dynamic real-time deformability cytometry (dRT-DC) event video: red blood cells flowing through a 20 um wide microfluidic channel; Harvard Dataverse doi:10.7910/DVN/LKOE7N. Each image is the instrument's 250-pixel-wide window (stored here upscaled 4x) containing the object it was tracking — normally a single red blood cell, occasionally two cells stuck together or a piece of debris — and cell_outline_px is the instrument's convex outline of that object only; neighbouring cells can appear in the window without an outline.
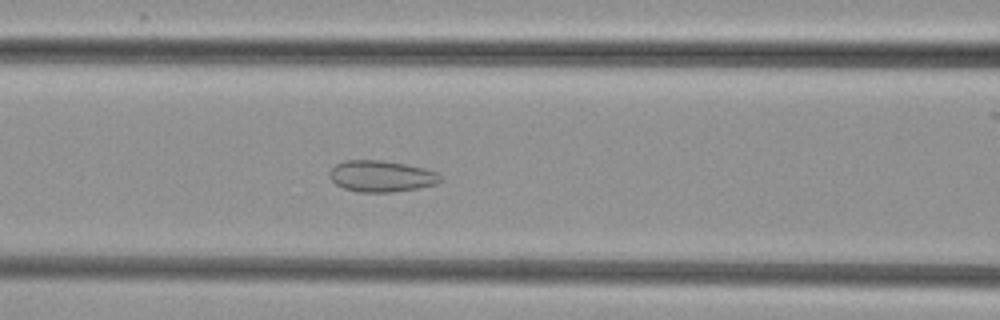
{"species": "common noctule bat (a hibernating species)", "species_latin": "Nyctalus noctula", "temperature_condition": "cold", "stored_images_in_passage": 42, "camera_frame_rate_fps": 3000, "um_per_image_px": 0.085, "animal": {"sex": "female", "body_mass_g": 29.2, "forearm_length_mm": 56.3}, "frame": {"image": 1, "passage_image": 14, "time_ms": 4.333, "image_size_px": [1000, 320], "cell_outline_px": [[440, 180], [436, 184], [416, 188], [392, 192], [360, 192], [344, 188], [336, 184], [328, 176], [328, 172], [336, 164], [344, 160], [384, 160], [424, 168], [436, 172], [440, 176]], "centroid_in_image_um": [32.37, 14.97], "position_along_channel_um": 134.2, "area_um2": 20.11}}
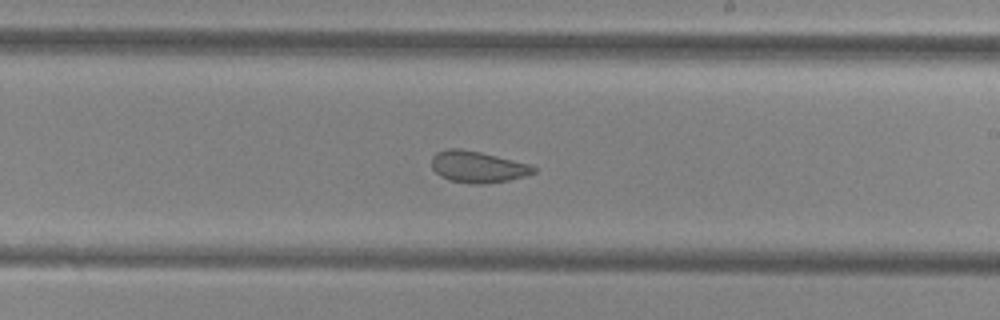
{"frame": {"image": 2, "passage_image": 23, "time_ms": 7.333, "image_size_px": [1000, 320], "cell_outline_px": [[536, 172], [524, 176], [508, 180], [488, 184], [472, 184], [448, 180], [436, 172], [432, 168], [432, 156], [436, 152], [448, 148], [460, 148], [480, 152], [528, 164], [536, 168]], "centroid_in_image_um": [40.57, 14.19], "position_along_channel_um": 248.4, "area_um2": 18.61}}
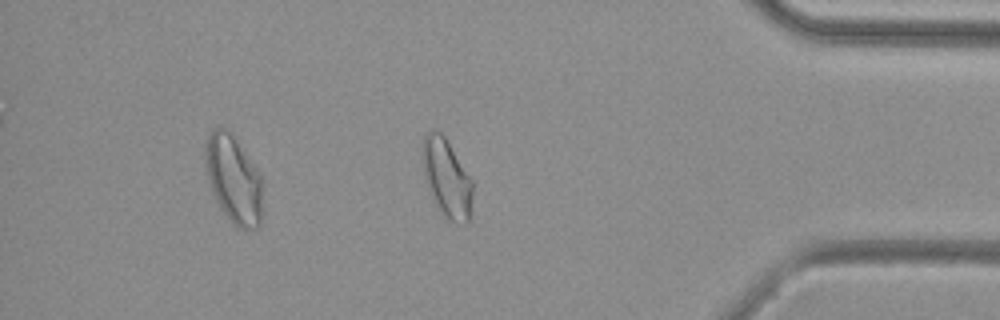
{"frame": {"image": 3, "passage_image": 37, "time_ms": 12.0, "image_size_px": [1000, 320], "cell_outline_px": [[472, 220], [448, 220], [444, 216], [432, 196], [424, 180], [420, 152], [420, 148], [424, 136], [432, 128], [436, 128], [444, 136], [472, 180]], "centroid_in_image_um": [37.93, 15.07], "position_along_channel_um": 397.3, "area_um2": 22.95}}